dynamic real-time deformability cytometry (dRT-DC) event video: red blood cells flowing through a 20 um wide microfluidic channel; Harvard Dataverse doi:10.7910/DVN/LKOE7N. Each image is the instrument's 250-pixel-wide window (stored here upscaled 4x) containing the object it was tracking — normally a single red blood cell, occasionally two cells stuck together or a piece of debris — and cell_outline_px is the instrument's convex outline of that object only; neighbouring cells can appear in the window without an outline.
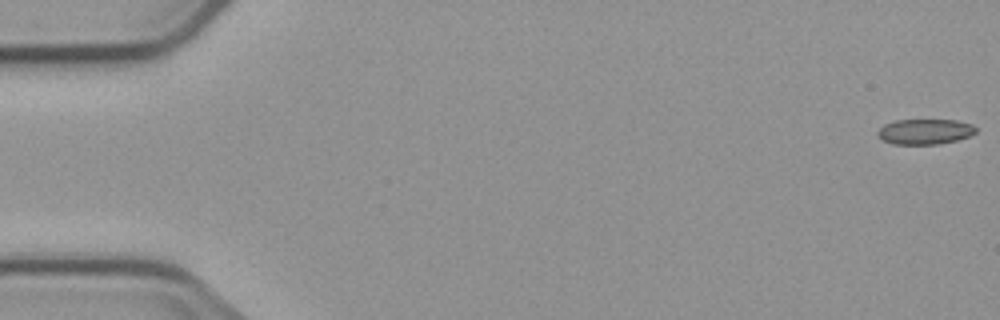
{"species": "common noctule bat (a hibernating species)", "species_latin": "Nyctalus noctula", "temperature_condition": "cold", "stored_images_in_passage": 7, "camera_frame_rate_fps": 3000, "um_per_image_px": 0.085, "animal": {"sex": "male", "body_mass_g": 23.1, "forearm_length_mm": 52.7}, "frame": {"image": 1, "passage_image": 1, "time_ms": 0.0, "image_size_px": [1000, 320], "cell_outline_px": [[976, 132], [968, 136], [956, 140], [940, 144], [892, 144], [880, 140], [876, 136], [876, 132], [884, 124], [896, 120], [956, 120], [972, 124], [976, 128]], "centroid_in_image_um": [78.56, 11.19], "position_along_channel_um": 6.4, "area_um2": 14.62}}
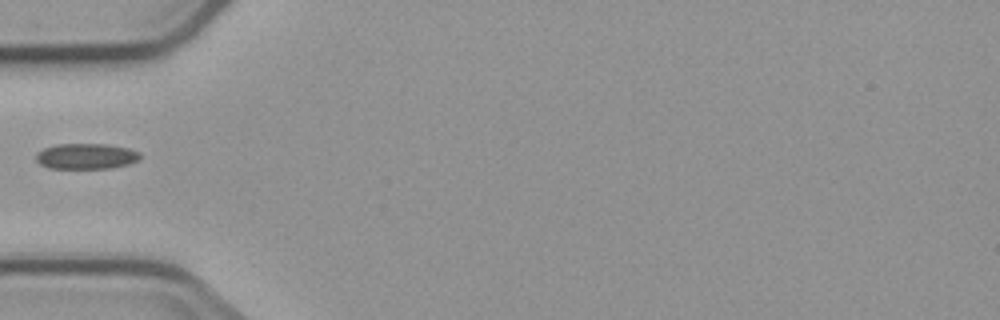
{"frame": {"image": 2, "passage_image": 6, "time_ms": 6.0, "image_size_px": [1000, 320], "cell_outline_px": [[140, 160], [128, 164], [112, 168], [48, 168], [40, 164], [36, 160], [36, 152], [44, 148], [56, 144], [104, 144], [128, 148], [140, 152]], "centroid_in_image_um": [7.32, 13.28], "position_along_channel_um": 77.7, "area_um2": 15.61}}
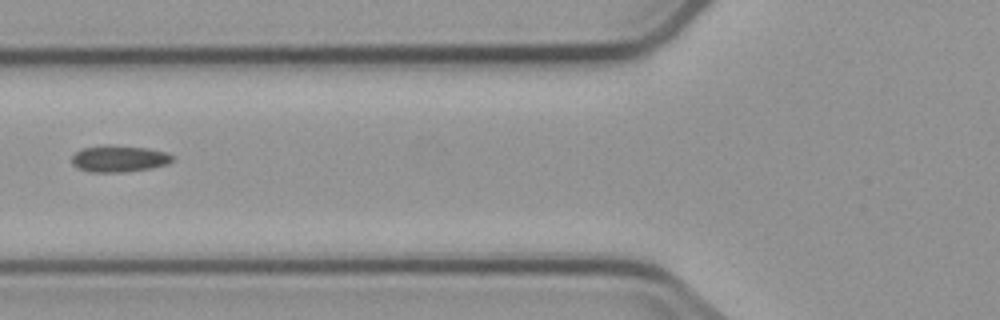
{"frame": {"image": 3, "passage_image": 7, "time_ms": 7.0, "image_size_px": [1000, 320], "cell_outline_px": [[176, 160], [168, 164], [152, 168], [124, 172], [88, 172], [76, 168], [72, 164], [72, 156], [80, 148], [104, 144], [108, 144], [148, 148], [164, 152], [176, 156]], "centroid_in_image_um": [10.12, 13.48], "position_along_channel_um": 115.7, "area_um2": 16.07}}